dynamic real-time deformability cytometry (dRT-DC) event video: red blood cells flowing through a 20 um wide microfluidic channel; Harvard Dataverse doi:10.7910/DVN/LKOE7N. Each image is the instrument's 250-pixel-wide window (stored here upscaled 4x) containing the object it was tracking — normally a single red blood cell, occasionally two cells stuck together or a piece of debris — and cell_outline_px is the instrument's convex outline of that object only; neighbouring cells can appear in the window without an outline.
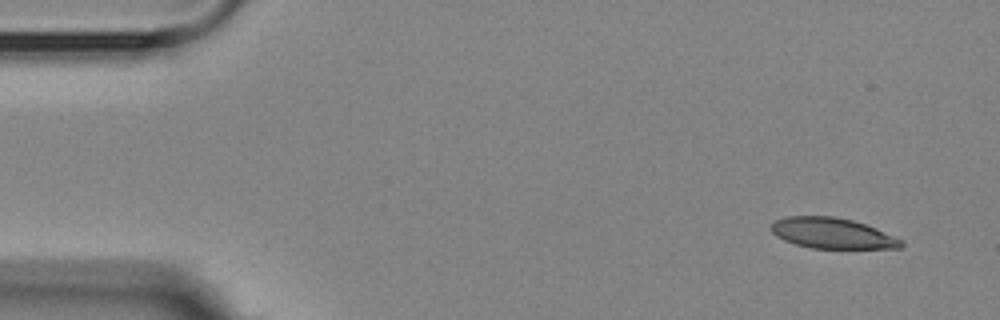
{"species": "Egyptian fruit bat (a non-hibernating species)", "species_latin": "Rousettus aegyptiacus", "temperature_condition": "room temperature", "stored_images_in_passage": 13, "camera_frame_rate_fps": 3000, "um_per_image_px": 0.085, "animal": {"sex": "female"}, "frame": {"image": 1, "passage_image": 1, "time_ms": 0.0, "image_size_px": [1000, 320], "cell_outline_px": [[904, 244], [900, 248], [812, 248], [796, 244], [784, 240], [776, 236], [772, 232], [772, 224], [776, 220], [788, 216], [832, 216], [852, 220], [876, 228], [904, 240]], "centroid_in_image_um": [70.77, 19.83], "position_along_channel_um": 14.2, "area_um2": 23.06}}
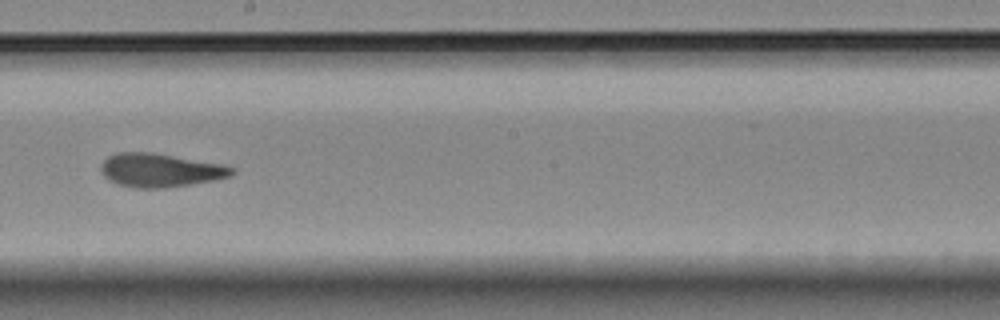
{"frame": {"image": 2, "passage_image": 8, "time_ms": 9.0, "image_size_px": [1000, 320], "cell_outline_px": [[236, 172], [232, 176], [212, 180], [164, 188], [136, 188], [116, 184], [108, 180], [100, 172], [100, 164], [108, 156], [116, 152], [152, 152], [220, 164], [236, 168]], "centroid_in_image_um": [13.57, 14.47], "position_along_channel_um": 234.6, "area_um2": 25.66}}
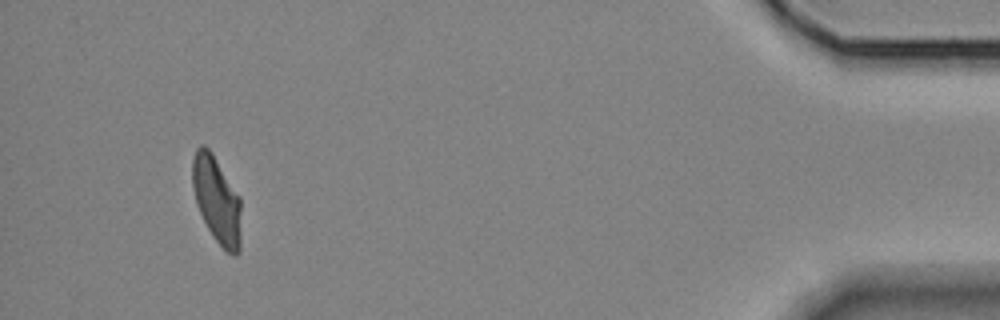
{"frame": {"image": 3, "passage_image": 13, "time_ms": 16.0, "image_size_px": [1000, 320], "cell_outline_px": [[240, 252], [236, 256], [232, 256], [216, 240], [208, 228], [196, 204], [192, 184], [192, 160], [196, 148], [200, 144], [204, 144], [212, 152], [240, 196]], "centroid_in_image_um": [18.42, 16.96], "position_along_channel_um": 416.8, "area_um2": 24.68}, "authors_computed_cell_mechanics": {"area_um2": 25.0852, "velocity_mm_per_s": 3.6039, "shape_relaxation_time_tau1_ms": null, "shape_relaxation_time_tau2_ms": 1.6032, "deformation_change_tau1": null, "deformation_change_tau2": 0.0707}}